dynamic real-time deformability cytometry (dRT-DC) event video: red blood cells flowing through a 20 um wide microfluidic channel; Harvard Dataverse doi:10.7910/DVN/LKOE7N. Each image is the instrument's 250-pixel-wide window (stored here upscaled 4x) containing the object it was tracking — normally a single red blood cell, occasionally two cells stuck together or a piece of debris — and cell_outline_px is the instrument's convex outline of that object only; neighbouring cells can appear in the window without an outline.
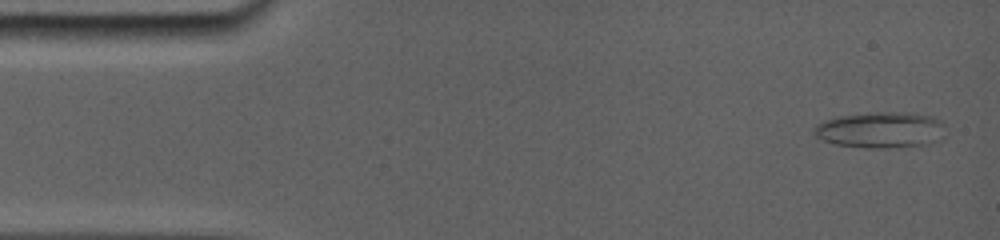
{"species": "common noctule bat (a hibernating species)", "species_latin": "Nyctalus noctula", "temperature_condition": "room temperature", "stored_images_in_passage": 31, "camera_frame_rate_fps": 5000, "um_per_image_px": 0.085, "animal": {"sex": "female", "body_mass_g": 19.0, "forearm_length_mm": 56.7}, "frame": {"image": 1, "passage_image": 2, "time_ms": 0.6, "image_size_px": [1000, 240], "cell_outline_px": [[932, 120], [904, 144], [844, 144], [828, 140], [820, 136], [816, 132], [816, 128], [820, 124], [828, 120], [848, 116], [920, 116]], "centroid_in_image_um": [74.11, 11.0], "position_along_channel_um": 10.9, "area_um2": 19.07}}
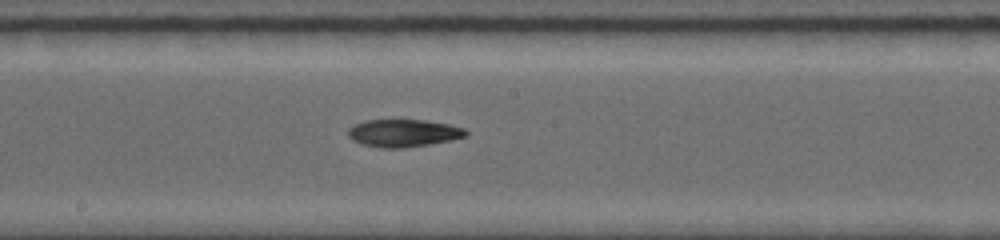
{"frame": {"image": 2, "passage_image": 17, "time_ms": 8.6, "image_size_px": [1000, 240], "cell_outline_px": [[468, 132], [464, 136], [448, 140], [428, 144], [400, 148], [380, 148], [360, 144], [352, 140], [348, 136], [348, 128], [364, 120], [424, 120], [448, 124], [464, 128]], "centroid_in_image_um": [34.22, 11.31], "position_along_channel_um": 214.0, "area_um2": 18.73}}
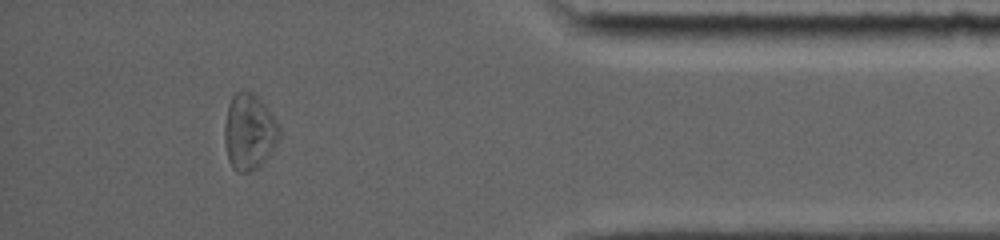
{"frame": {"image": 3, "passage_image": 28, "time_ms": 14.4, "image_size_px": [1000, 240], "cell_outline_px": [[280, 136], [264, 160], [256, 168], [248, 172], [236, 172], [232, 168], [228, 160], [224, 140], [224, 124], [228, 104], [232, 96], [236, 92], [252, 92], [260, 100], [272, 116], [280, 128]], "centroid_in_image_um": [21.13, 11.22], "position_along_channel_um": 414.1, "area_um2": 23.81}}